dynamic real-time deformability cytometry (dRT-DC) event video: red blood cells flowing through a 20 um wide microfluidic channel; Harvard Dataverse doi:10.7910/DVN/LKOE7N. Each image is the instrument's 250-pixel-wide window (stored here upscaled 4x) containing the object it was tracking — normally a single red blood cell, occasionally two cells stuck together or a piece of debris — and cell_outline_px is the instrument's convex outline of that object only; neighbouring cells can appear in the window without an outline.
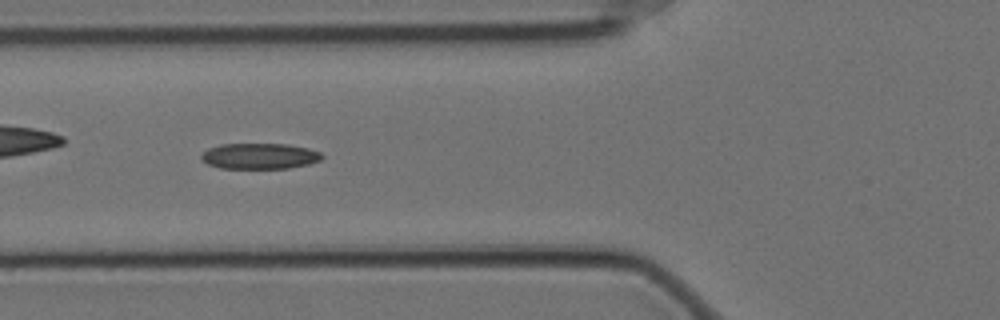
{"species": "Egyptian fruit bat (a non-hibernating species)", "species_latin": "Rousettus aegyptiacus", "temperature_condition": "cold", "stored_images_in_passage": 45, "camera_frame_rate_fps": 3000, "um_per_image_px": 0.085, "animal": {"sex": "female"}, "frame": {"image": 1, "passage_image": 9, "time_ms": 2.667, "image_size_px": [1000, 320], "cell_outline_px": [[324, 156], [320, 160], [308, 164], [288, 168], [220, 168], [208, 164], [200, 156], [208, 148], [220, 144], [284, 144], [308, 148], [320, 152]], "centroid_in_image_um": [22.07, 13.26], "position_along_channel_um": 103.7, "area_um2": 17.98}}
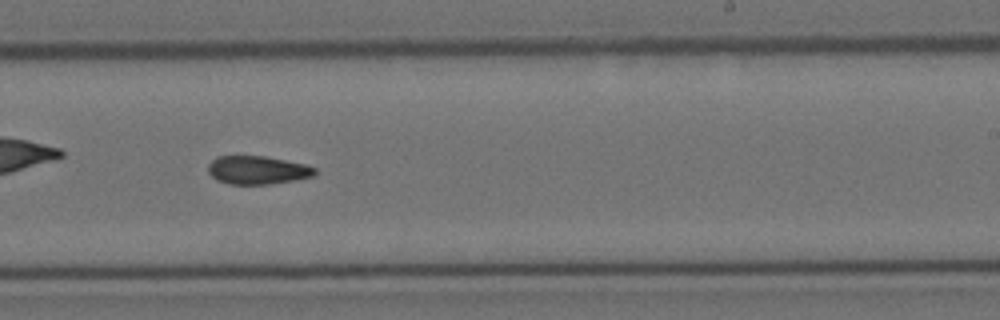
{"frame": {"image": 2, "passage_image": 23, "time_ms": 7.333, "image_size_px": [1000, 320], "cell_outline_px": [[316, 176], [268, 184], [228, 184], [216, 180], [208, 172], [208, 164], [216, 156], [264, 156], [308, 164], [316, 168]], "centroid_in_image_um": [21.89, 14.45], "position_along_channel_um": 267.1, "area_um2": 17.74}}
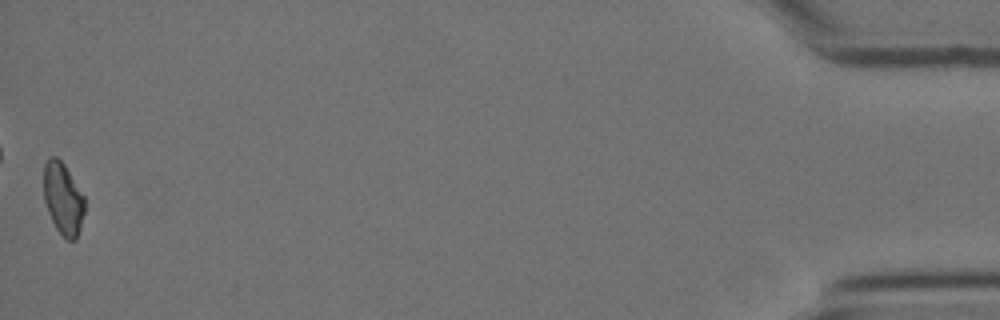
{"frame": {"image": 3, "passage_image": 45, "time_ms": 14.667, "image_size_px": [1000, 320], "cell_outline_px": [[84, 212], [80, 228], [76, 240], [68, 240], [56, 228], [48, 212], [44, 200], [44, 164], [48, 156], [56, 156], [64, 164], [84, 196]], "centroid_in_image_um": [5.35, 16.86], "position_along_channel_um": 429.9, "area_um2": 17.05}, "authors_computed_cell_mechanics": {"area_um2": 18.0914, "velocity_mm_per_s": 3.5041, "shape_relaxation_time_tau1_ms": null, "shape_relaxation_time_tau2_ms": 8.1981, "deformation_change_tau1": null, "deformation_change_tau2": 0.1484}}